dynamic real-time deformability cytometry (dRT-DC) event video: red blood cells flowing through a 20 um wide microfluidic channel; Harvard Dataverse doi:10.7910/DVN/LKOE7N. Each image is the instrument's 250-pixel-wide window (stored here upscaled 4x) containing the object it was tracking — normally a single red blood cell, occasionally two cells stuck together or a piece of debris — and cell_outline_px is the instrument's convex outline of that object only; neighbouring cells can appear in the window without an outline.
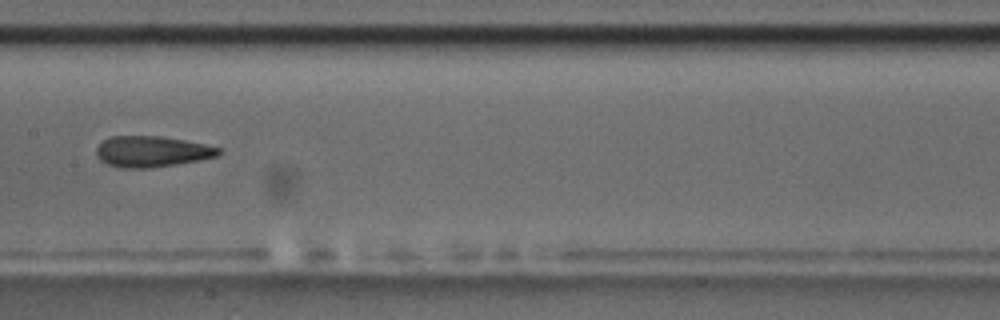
{"species": "common noctule bat (a hibernating species)", "species_latin": "Nyctalus noctula", "temperature_condition": "room temperature", "stored_images_in_passage": 9, "camera_frame_rate_fps": 3000, "um_per_image_px": 0.085, "animal": {"sex": "male", "body_mass_g": 17.5, "forearm_length_mm": 52.3}, "frame": {"image": 1, "passage_image": 6, "time_ms": 6.667, "image_size_px": [1000, 320], "cell_outline_px": [[220, 152], [216, 156], [200, 160], [176, 164], [148, 168], [124, 168], [108, 164], [100, 160], [96, 156], [96, 148], [104, 140], [112, 136], [160, 136], [184, 140], [204, 144], [220, 148]], "centroid_in_image_um": [12.88, 12.88], "position_along_channel_um": 194.5, "area_um2": 21.85}}